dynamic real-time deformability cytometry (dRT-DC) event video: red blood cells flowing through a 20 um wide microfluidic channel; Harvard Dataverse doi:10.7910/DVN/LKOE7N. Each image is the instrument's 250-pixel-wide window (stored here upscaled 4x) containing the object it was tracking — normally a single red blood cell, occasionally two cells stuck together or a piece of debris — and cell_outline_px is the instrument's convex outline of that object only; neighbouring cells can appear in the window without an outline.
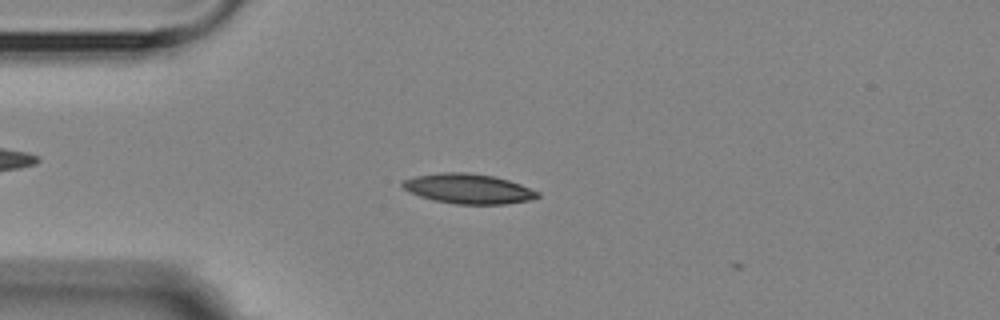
{"species": "Egyptian fruit bat (a non-hibernating species)", "species_latin": "Rousettus aegyptiacus", "temperature_condition": "room temperature", "stored_images_in_passage": 6, "camera_frame_rate_fps": 3000, "um_per_image_px": 0.085, "animal": {"sex": "female"}, "frame": {"image": 1, "passage_image": 1, "time_ms": 0.0, "image_size_px": [1000, 320], "cell_outline_px": [[540, 196], [532, 200], [504, 204], [456, 204], [436, 200], [420, 196], [408, 192], [400, 184], [404, 180], [416, 176], [440, 172], [468, 172], [492, 176], [508, 180], [520, 184], [540, 192]], "centroid_in_image_um": [39.82, 16.04], "position_along_channel_um": 45.2, "area_um2": 23.47}}
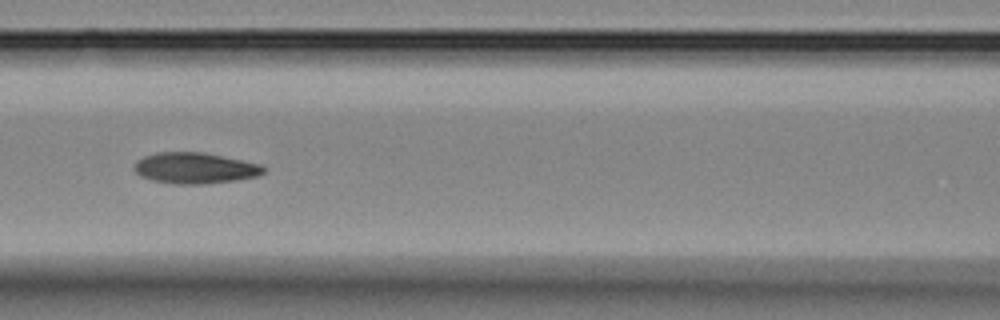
{"frame": {"image": 2, "passage_image": 4, "time_ms": 3.333, "image_size_px": [1000, 320], "cell_outline_px": [[264, 172], [256, 176], [236, 180], [204, 184], [172, 184], [152, 180], [140, 176], [132, 168], [136, 160], [144, 156], [156, 152], [204, 152], [260, 164], [264, 168]], "centroid_in_image_um": [16.51, 14.28], "position_along_channel_um": 150.1, "area_um2": 23.41}}
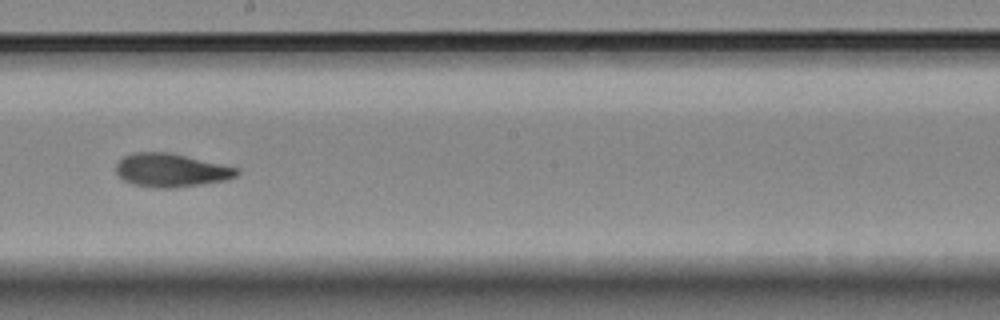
{"frame": {"image": 3, "passage_image": 6, "time_ms": 5.667, "image_size_px": [1000, 320], "cell_outline_px": [[240, 172], [236, 176], [228, 180], [204, 184], [172, 188], [156, 188], [132, 184], [124, 180], [116, 172], [116, 164], [124, 156], [136, 152], [168, 152], [240, 168]], "centroid_in_image_um": [14.57, 14.48], "position_along_channel_um": 233.6, "area_um2": 23.58}}